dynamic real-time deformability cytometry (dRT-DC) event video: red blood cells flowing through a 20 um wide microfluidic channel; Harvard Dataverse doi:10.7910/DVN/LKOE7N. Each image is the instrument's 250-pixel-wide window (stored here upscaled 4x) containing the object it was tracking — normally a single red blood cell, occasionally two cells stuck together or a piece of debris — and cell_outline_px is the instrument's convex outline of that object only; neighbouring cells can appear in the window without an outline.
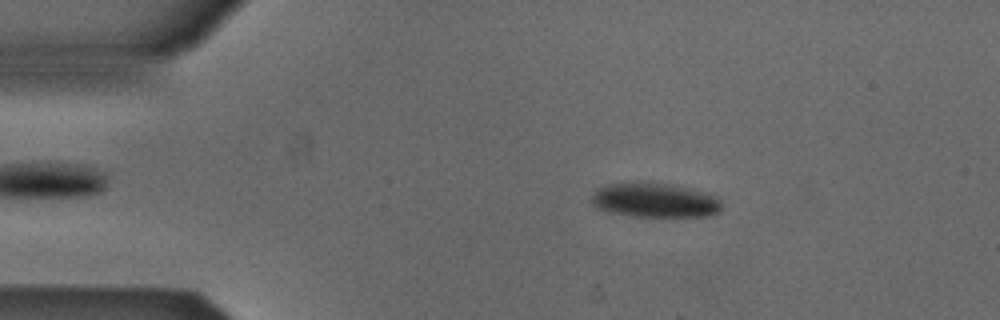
{"species": "Egyptian fruit bat (a non-hibernating species)", "species_latin": "Rousettus aegyptiacus", "temperature_condition": "cold", "stored_images_in_passage": 52, "camera_frame_rate_fps": 3000, "um_per_image_px": 0.085, "animal": {"sex": "male"}, "frame": {"image": 1, "passage_image": 9, "time_ms": 2.667, "image_size_px": [1000, 320], "cell_outline_px": [[720, 212], [708, 216], [632, 216], [604, 212], [596, 208], [588, 200], [600, 188], [608, 184], [664, 184], [704, 192], [720, 196]], "centroid_in_image_um": [55.65, 17.06], "position_along_channel_um": 29.4, "area_um2": 25.61}}
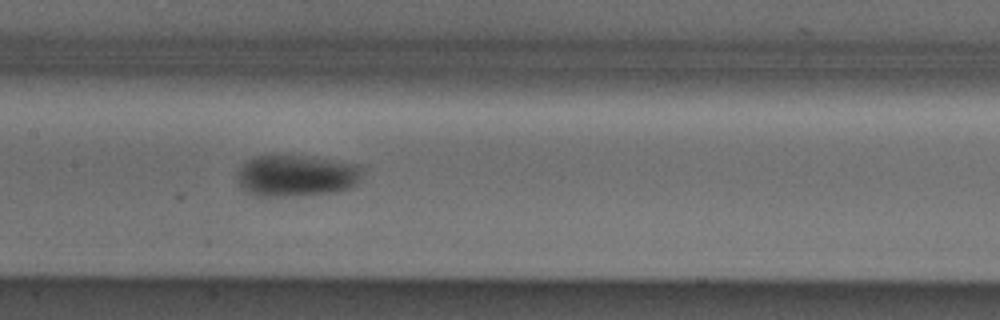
{"frame": {"image": 2, "passage_image": 25, "time_ms": 8.0, "image_size_px": [1000, 320], "cell_outline_px": [[364, 168], [360, 180], [352, 188], [336, 192], [292, 196], [256, 196], [240, 188], [240, 168], [248, 160], [256, 156], [296, 156], [332, 160], [356, 164]], "centroid_in_image_um": [25.25, 14.96], "position_along_channel_um": 182.1, "area_um2": 30.0}}
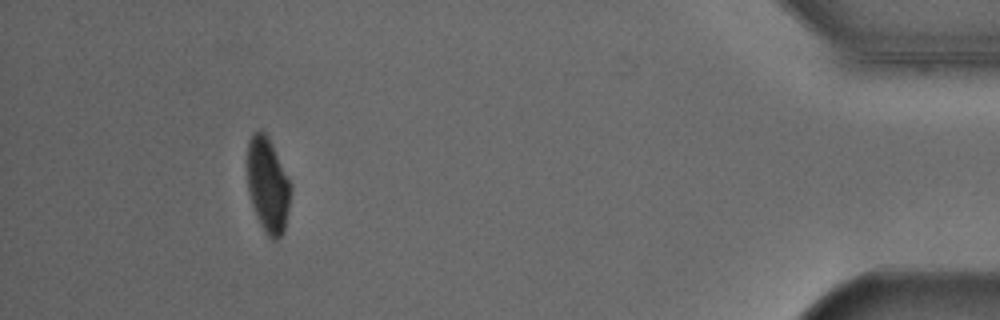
{"frame": {"image": 3, "passage_image": 48, "time_ms": 15.667, "image_size_px": [1000, 320], "cell_outline_px": [[292, 188], [284, 232], [280, 240], [272, 240], [264, 232], [260, 224], [252, 204], [248, 192], [248, 140], [260, 128], [264, 132]], "centroid_in_image_um": [22.76, 15.84], "position_along_channel_um": 412.4, "area_um2": 23.41}, "authors_computed_cell_mechanics": {"area_um2": 27.3683, "velocity_mm_per_s": 3.8706, "shape_relaxation_time_tau1_ms": 4.639, "shape_relaxation_time_tau2_ms": 5.3329, "deformation_change_tau1": 0.1086, "deformation_change_tau2": 0.0435}}